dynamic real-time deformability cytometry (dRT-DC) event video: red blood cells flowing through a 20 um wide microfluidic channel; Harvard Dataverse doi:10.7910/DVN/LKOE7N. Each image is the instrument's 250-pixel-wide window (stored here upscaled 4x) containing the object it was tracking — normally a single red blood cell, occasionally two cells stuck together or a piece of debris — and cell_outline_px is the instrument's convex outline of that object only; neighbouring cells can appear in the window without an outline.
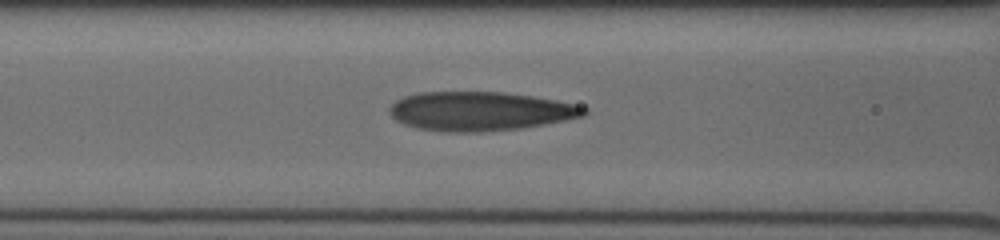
{"species": "human", "species_latin": "Homo sapiens", "temperature_condition": "cold", "stored_images_in_passage": 59, "camera_frame_rate_fps": 3000, "um_per_image_px": 0.085, "donor": {"sex": "male"}, "frame": {"image": 1, "passage_image": 23, "time_ms": 4.333, "image_size_px": [1000, 240], "cell_outline_px": [[588, 112], [584, 116], [564, 120], [520, 128], [476, 132], [448, 132], [416, 128], [404, 124], [396, 120], [388, 112], [388, 108], [396, 100], [404, 96], [420, 92], [504, 92], [532, 96], [556, 100], [576, 104], [588, 108]], "centroid_in_image_um": [40.79, 9.45], "position_along_channel_um": 125.8, "area_um2": 44.22}}
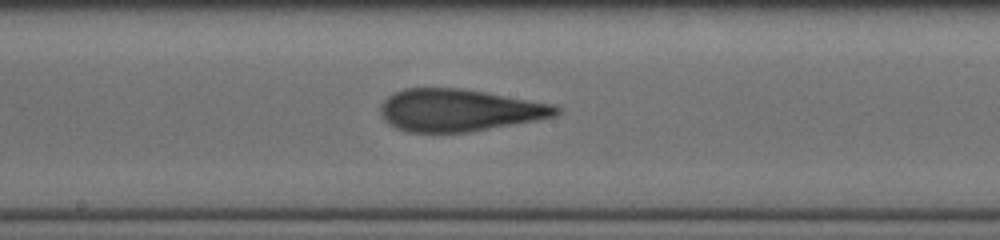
{"frame": {"image": 2, "passage_image": 33, "time_ms": 6.333, "image_size_px": [1000, 240], "cell_outline_px": [[560, 112], [556, 116], [536, 120], [468, 132], [408, 132], [396, 128], [388, 124], [384, 120], [380, 112], [380, 108], [384, 100], [388, 96], [404, 88], [460, 88], [484, 92], [552, 104], [560, 108]], "centroid_in_image_um": [38.99, 9.37], "position_along_channel_um": 209.2, "area_um2": 42.95}}
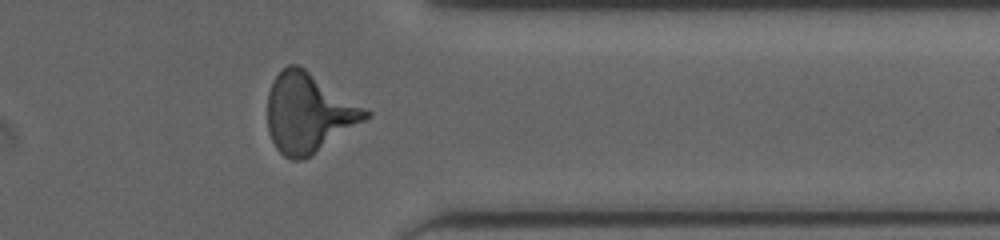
{"frame": {"image": 3, "passage_image": 52, "time_ms": 10.667, "image_size_px": [1000, 240], "cell_outline_px": [[372, 116], [312, 156], [304, 160], [292, 160], [284, 156], [276, 148], [268, 132], [268, 92], [272, 80], [288, 64], [296, 64], [304, 68], [372, 112]], "centroid_in_image_um": [26.24, 9.62], "position_along_channel_um": 385.2, "area_um2": 45.43}}